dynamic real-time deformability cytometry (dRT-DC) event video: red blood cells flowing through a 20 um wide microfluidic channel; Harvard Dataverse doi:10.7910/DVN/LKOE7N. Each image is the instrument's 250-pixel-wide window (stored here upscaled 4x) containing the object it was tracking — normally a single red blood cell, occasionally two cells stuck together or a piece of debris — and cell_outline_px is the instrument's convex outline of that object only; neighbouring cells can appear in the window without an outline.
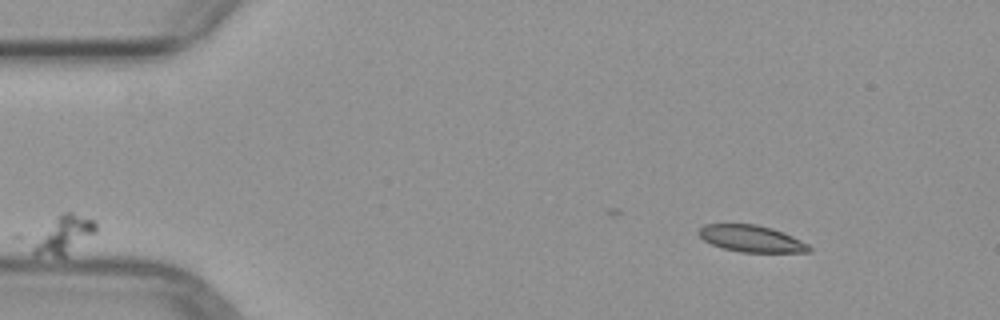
{"species": "common noctule bat (a hibernating species)", "species_latin": "Nyctalus noctula", "temperature_condition": "warm", "stored_images_in_passage": 3, "camera_frame_rate_fps": 3000, "um_per_image_px": 0.085, "animal": {"sex": "female", "body_mass_g": 29.2, "forearm_length_mm": 56.3}, "frame": {"image": 1, "passage_image": 1, "time_ms": 0.0, "image_size_px": [1000, 320], "cell_outline_px": [[812, 248], [808, 252], [740, 252], [724, 248], [712, 244], [704, 240], [696, 232], [704, 224], [756, 224], [772, 228], [784, 232], [808, 244]], "centroid_in_image_um": [63.86, 20.28], "position_along_channel_um": 21.1, "area_um2": 17.11}}